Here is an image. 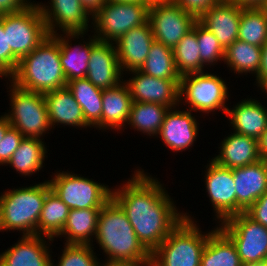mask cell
Segmentation results:
<instances>
[{
	"instance_id": "49",
	"label": "cell",
	"mask_w": 267,
	"mask_h": 266,
	"mask_svg": "<svg viewBox=\"0 0 267 266\" xmlns=\"http://www.w3.org/2000/svg\"><path fill=\"white\" fill-rule=\"evenodd\" d=\"M11 126L6 115L0 116V142L3 139L7 129Z\"/></svg>"
},
{
	"instance_id": "45",
	"label": "cell",
	"mask_w": 267,
	"mask_h": 266,
	"mask_svg": "<svg viewBox=\"0 0 267 266\" xmlns=\"http://www.w3.org/2000/svg\"><path fill=\"white\" fill-rule=\"evenodd\" d=\"M241 8H263L267 0H228Z\"/></svg>"
},
{
	"instance_id": "34",
	"label": "cell",
	"mask_w": 267,
	"mask_h": 266,
	"mask_svg": "<svg viewBox=\"0 0 267 266\" xmlns=\"http://www.w3.org/2000/svg\"><path fill=\"white\" fill-rule=\"evenodd\" d=\"M173 56L180 76L203 72L204 64L201 62L197 40V21L173 48Z\"/></svg>"
},
{
	"instance_id": "11",
	"label": "cell",
	"mask_w": 267,
	"mask_h": 266,
	"mask_svg": "<svg viewBox=\"0 0 267 266\" xmlns=\"http://www.w3.org/2000/svg\"><path fill=\"white\" fill-rule=\"evenodd\" d=\"M182 96H185V102L190 105L191 111L209 113L219 109L227 113L225 101L229 100L228 87L217 75L198 72L181 76L179 101L183 99Z\"/></svg>"
},
{
	"instance_id": "37",
	"label": "cell",
	"mask_w": 267,
	"mask_h": 266,
	"mask_svg": "<svg viewBox=\"0 0 267 266\" xmlns=\"http://www.w3.org/2000/svg\"><path fill=\"white\" fill-rule=\"evenodd\" d=\"M197 40L201 62L213 65L218 60H224L225 50L216 36L197 20ZM214 62V63H213Z\"/></svg>"
},
{
	"instance_id": "19",
	"label": "cell",
	"mask_w": 267,
	"mask_h": 266,
	"mask_svg": "<svg viewBox=\"0 0 267 266\" xmlns=\"http://www.w3.org/2000/svg\"><path fill=\"white\" fill-rule=\"evenodd\" d=\"M154 40L149 21L143 25L132 28L118 39L115 44L117 45V57L122 72L139 70L146 61Z\"/></svg>"
},
{
	"instance_id": "16",
	"label": "cell",
	"mask_w": 267,
	"mask_h": 266,
	"mask_svg": "<svg viewBox=\"0 0 267 266\" xmlns=\"http://www.w3.org/2000/svg\"><path fill=\"white\" fill-rule=\"evenodd\" d=\"M121 74L114 43L98 41L91 49L86 78L94 86L105 90L122 83Z\"/></svg>"
},
{
	"instance_id": "39",
	"label": "cell",
	"mask_w": 267,
	"mask_h": 266,
	"mask_svg": "<svg viewBox=\"0 0 267 266\" xmlns=\"http://www.w3.org/2000/svg\"><path fill=\"white\" fill-rule=\"evenodd\" d=\"M19 60L8 46L7 32H4L3 24L0 22V78H9L16 71Z\"/></svg>"
},
{
	"instance_id": "3",
	"label": "cell",
	"mask_w": 267,
	"mask_h": 266,
	"mask_svg": "<svg viewBox=\"0 0 267 266\" xmlns=\"http://www.w3.org/2000/svg\"><path fill=\"white\" fill-rule=\"evenodd\" d=\"M16 86L45 94L67 86L59 49V35H48L31 53L19 60L9 77Z\"/></svg>"
},
{
	"instance_id": "20",
	"label": "cell",
	"mask_w": 267,
	"mask_h": 266,
	"mask_svg": "<svg viewBox=\"0 0 267 266\" xmlns=\"http://www.w3.org/2000/svg\"><path fill=\"white\" fill-rule=\"evenodd\" d=\"M174 110L169 108L167 111L159 135L166 146L179 152L194 143L198 134V123L191 110Z\"/></svg>"
},
{
	"instance_id": "9",
	"label": "cell",
	"mask_w": 267,
	"mask_h": 266,
	"mask_svg": "<svg viewBox=\"0 0 267 266\" xmlns=\"http://www.w3.org/2000/svg\"><path fill=\"white\" fill-rule=\"evenodd\" d=\"M219 228L235 244L243 266L260 264L267 260V228L255 222L245 212L233 215Z\"/></svg>"
},
{
	"instance_id": "51",
	"label": "cell",
	"mask_w": 267,
	"mask_h": 266,
	"mask_svg": "<svg viewBox=\"0 0 267 266\" xmlns=\"http://www.w3.org/2000/svg\"><path fill=\"white\" fill-rule=\"evenodd\" d=\"M111 2H122V3H137V2H144L143 0H106Z\"/></svg>"
},
{
	"instance_id": "8",
	"label": "cell",
	"mask_w": 267,
	"mask_h": 266,
	"mask_svg": "<svg viewBox=\"0 0 267 266\" xmlns=\"http://www.w3.org/2000/svg\"><path fill=\"white\" fill-rule=\"evenodd\" d=\"M11 112L5 113L11 126L24 137L40 138L51 125L44 94L28 91L11 82Z\"/></svg>"
},
{
	"instance_id": "38",
	"label": "cell",
	"mask_w": 267,
	"mask_h": 266,
	"mask_svg": "<svg viewBox=\"0 0 267 266\" xmlns=\"http://www.w3.org/2000/svg\"><path fill=\"white\" fill-rule=\"evenodd\" d=\"M91 246L92 244H65L57 266H97V257ZM52 266L55 265L52 263Z\"/></svg>"
},
{
	"instance_id": "40",
	"label": "cell",
	"mask_w": 267,
	"mask_h": 266,
	"mask_svg": "<svg viewBox=\"0 0 267 266\" xmlns=\"http://www.w3.org/2000/svg\"><path fill=\"white\" fill-rule=\"evenodd\" d=\"M23 135L13 126H10L0 142V165L7 164L13 153L19 147Z\"/></svg>"
},
{
	"instance_id": "35",
	"label": "cell",
	"mask_w": 267,
	"mask_h": 266,
	"mask_svg": "<svg viewBox=\"0 0 267 266\" xmlns=\"http://www.w3.org/2000/svg\"><path fill=\"white\" fill-rule=\"evenodd\" d=\"M261 61V47L251 45L242 40H235L226 50L224 63L236 73L258 74Z\"/></svg>"
},
{
	"instance_id": "4",
	"label": "cell",
	"mask_w": 267,
	"mask_h": 266,
	"mask_svg": "<svg viewBox=\"0 0 267 266\" xmlns=\"http://www.w3.org/2000/svg\"><path fill=\"white\" fill-rule=\"evenodd\" d=\"M50 190L49 182L45 181L1 194L0 231L19 230L23 232L22 236L38 235V221Z\"/></svg>"
},
{
	"instance_id": "43",
	"label": "cell",
	"mask_w": 267,
	"mask_h": 266,
	"mask_svg": "<svg viewBox=\"0 0 267 266\" xmlns=\"http://www.w3.org/2000/svg\"><path fill=\"white\" fill-rule=\"evenodd\" d=\"M33 5L27 0H0V15L16 13Z\"/></svg>"
},
{
	"instance_id": "23",
	"label": "cell",
	"mask_w": 267,
	"mask_h": 266,
	"mask_svg": "<svg viewBox=\"0 0 267 266\" xmlns=\"http://www.w3.org/2000/svg\"><path fill=\"white\" fill-rule=\"evenodd\" d=\"M255 99H245L237 103L227 115L235 133L259 139L267 127V109Z\"/></svg>"
},
{
	"instance_id": "5",
	"label": "cell",
	"mask_w": 267,
	"mask_h": 266,
	"mask_svg": "<svg viewBox=\"0 0 267 266\" xmlns=\"http://www.w3.org/2000/svg\"><path fill=\"white\" fill-rule=\"evenodd\" d=\"M185 218L151 253V266H200L207 243V234L201 233L191 216Z\"/></svg>"
},
{
	"instance_id": "31",
	"label": "cell",
	"mask_w": 267,
	"mask_h": 266,
	"mask_svg": "<svg viewBox=\"0 0 267 266\" xmlns=\"http://www.w3.org/2000/svg\"><path fill=\"white\" fill-rule=\"evenodd\" d=\"M42 140L23 137L7 165L10 164L16 171L25 176H30V174L42 169L45 153H47Z\"/></svg>"
},
{
	"instance_id": "12",
	"label": "cell",
	"mask_w": 267,
	"mask_h": 266,
	"mask_svg": "<svg viewBox=\"0 0 267 266\" xmlns=\"http://www.w3.org/2000/svg\"><path fill=\"white\" fill-rule=\"evenodd\" d=\"M155 41L174 48L197 18L172 1L151 4L149 19Z\"/></svg>"
},
{
	"instance_id": "22",
	"label": "cell",
	"mask_w": 267,
	"mask_h": 266,
	"mask_svg": "<svg viewBox=\"0 0 267 266\" xmlns=\"http://www.w3.org/2000/svg\"><path fill=\"white\" fill-rule=\"evenodd\" d=\"M220 150V154L211 160L229 169L243 167L261 160L258 140L235 132L223 139Z\"/></svg>"
},
{
	"instance_id": "32",
	"label": "cell",
	"mask_w": 267,
	"mask_h": 266,
	"mask_svg": "<svg viewBox=\"0 0 267 266\" xmlns=\"http://www.w3.org/2000/svg\"><path fill=\"white\" fill-rule=\"evenodd\" d=\"M139 71L155 78L170 80L181 79L175 65L173 49L155 40L150 47L146 61Z\"/></svg>"
},
{
	"instance_id": "7",
	"label": "cell",
	"mask_w": 267,
	"mask_h": 266,
	"mask_svg": "<svg viewBox=\"0 0 267 266\" xmlns=\"http://www.w3.org/2000/svg\"><path fill=\"white\" fill-rule=\"evenodd\" d=\"M0 22L7 32L8 46L19 59L31 53L49 35L38 4L0 15Z\"/></svg>"
},
{
	"instance_id": "1",
	"label": "cell",
	"mask_w": 267,
	"mask_h": 266,
	"mask_svg": "<svg viewBox=\"0 0 267 266\" xmlns=\"http://www.w3.org/2000/svg\"><path fill=\"white\" fill-rule=\"evenodd\" d=\"M134 173L123 187L112 190V198L126 213L138 240L152 253L185 214L176 210L158 180L141 170Z\"/></svg>"
},
{
	"instance_id": "44",
	"label": "cell",
	"mask_w": 267,
	"mask_h": 266,
	"mask_svg": "<svg viewBox=\"0 0 267 266\" xmlns=\"http://www.w3.org/2000/svg\"><path fill=\"white\" fill-rule=\"evenodd\" d=\"M267 77V40L261 47V61L256 80L259 83L263 78Z\"/></svg>"
},
{
	"instance_id": "53",
	"label": "cell",
	"mask_w": 267,
	"mask_h": 266,
	"mask_svg": "<svg viewBox=\"0 0 267 266\" xmlns=\"http://www.w3.org/2000/svg\"><path fill=\"white\" fill-rule=\"evenodd\" d=\"M251 266H267V261L262 262L260 264L251 265Z\"/></svg>"
},
{
	"instance_id": "26",
	"label": "cell",
	"mask_w": 267,
	"mask_h": 266,
	"mask_svg": "<svg viewBox=\"0 0 267 266\" xmlns=\"http://www.w3.org/2000/svg\"><path fill=\"white\" fill-rule=\"evenodd\" d=\"M132 102L129 88L123 81L116 87L103 90L101 129L110 127L118 130L125 126Z\"/></svg>"
},
{
	"instance_id": "42",
	"label": "cell",
	"mask_w": 267,
	"mask_h": 266,
	"mask_svg": "<svg viewBox=\"0 0 267 266\" xmlns=\"http://www.w3.org/2000/svg\"><path fill=\"white\" fill-rule=\"evenodd\" d=\"M245 213L255 222L267 228V192H265Z\"/></svg>"
},
{
	"instance_id": "28",
	"label": "cell",
	"mask_w": 267,
	"mask_h": 266,
	"mask_svg": "<svg viewBox=\"0 0 267 266\" xmlns=\"http://www.w3.org/2000/svg\"><path fill=\"white\" fill-rule=\"evenodd\" d=\"M200 266H243L235 244L219 227L208 236Z\"/></svg>"
},
{
	"instance_id": "29",
	"label": "cell",
	"mask_w": 267,
	"mask_h": 266,
	"mask_svg": "<svg viewBox=\"0 0 267 266\" xmlns=\"http://www.w3.org/2000/svg\"><path fill=\"white\" fill-rule=\"evenodd\" d=\"M100 210L91 208L69 210L65 226L59 234L66 236V244L91 245L92 235H96Z\"/></svg>"
},
{
	"instance_id": "18",
	"label": "cell",
	"mask_w": 267,
	"mask_h": 266,
	"mask_svg": "<svg viewBox=\"0 0 267 266\" xmlns=\"http://www.w3.org/2000/svg\"><path fill=\"white\" fill-rule=\"evenodd\" d=\"M242 9L228 0H221L197 20L216 36L220 45L226 50L238 39Z\"/></svg>"
},
{
	"instance_id": "27",
	"label": "cell",
	"mask_w": 267,
	"mask_h": 266,
	"mask_svg": "<svg viewBox=\"0 0 267 266\" xmlns=\"http://www.w3.org/2000/svg\"><path fill=\"white\" fill-rule=\"evenodd\" d=\"M67 88L81 106L86 124L101 129L102 92L87 78L73 79L67 82Z\"/></svg>"
},
{
	"instance_id": "13",
	"label": "cell",
	"mask_w": 267,
	"mask_h": 266,
	"mask_svg": "<svg viewBox=\"0 0 267 266\" xmlns=\"http://www.w3.org/2000/svg\"><path fill=\"white\" fill-rule=\"evenodd\" d=\"M135 76L125 82L133 102L159 103L174 108L179 101L180 80L155 78L139 70H132Z\"/></svg>"
},
{
	"instance_id": "14",
	"label": "cell",
	"mask_w": 267,
	"mask_h": 266,
	"mask_svg": "<svg viewBox=\"0 0 267 266\" xmlns=\"http://www.w3.org/2000/svg\"><path fill=\"white\" fill-rule=\"evenodd\" d=\"M206 169V190L220 223L236 215V191L232 169L220 166L213 160Z\"/></svg>"
},
{
	"instance_id": "2",
	"label": "cell",
	"mask_w": 267,
	"mask_h": 266,
	"mask_svg": "<svg viewBox=\"0 0 267 266\" xmlns=\"http://www.w3.org/2000/svg\"><path fill=\"white\" fill-rule=\"evenodd\" d=\"M95 238L108 260L151 266V253L138 240L126 213L113 198L100 210Z\"/></svg>"
},
{
	"instance_id": "47",
	"label": "cell",
	"mask_w": 267,
	"mask_h": 266,
	"mask_svg": "<svg viewBox=\"0 0 267 266\" xmlns=\"http://www.w3.org/2000/svg\"><path fill=\"white\" fill-rule=\"evenodd\" d=\"M258 149L261 159L267 160V127L262 136L258 139Z\"/></svg>"
},
{
	"instance_id": "15",
	"label": "cell",
	"mask_w": 267,
	"mask_h": 266,
	"mask_svg": "<svg viewBox=\"0 0 267 266\" xmlns=\"http://www.w3.org/2000/svg\"><path fill=\"white\" fill-rule=\"evenodd\" d=\"M51 6L38 4L50 35H56L55 28L64 33H84L90 18L80 0H51ZM48 7V8H46Z\"/></svg>"
},
{
	"instance_id": "46",
	"label": "cell",
	"mask_w": 267,
	"mask_h": 266,
	"mask_svg": "<svg viewBox=\"0 0 267 266\" xmlns=\"http://www.w3.org/2000/svg\"><path fill=\"white\" fill-rule=\"evenodd\" d=\"M80 2L88 13L93 16L101 9L106 0H80Z\"/></svg>"
},
{
	"instance_id": "52",
	"label": "cell",
	"mask_w": 267,
	"mask_h": 266,
	"mask_svg": "<svg viewBox=\"0 0 267 266\" xmlns=\"http://www.w3.org/2000/svg\"><path fill=\"white\" fill-rule=\"evenodd\" d=\"M145 3H148L149 5L151 4H156V3H165L169 2L171 0H143Z\"/></svg>"
},
{
	"instance_id": "41",
	"label": "cell",
	"mask_w": 267,
	"mask_h": 266,
	"mask_svg": "<svg viewBox=\"0 0 267 266\" xmlns=\"http://www.w3.org/2000/svg\"><path fill=\"white\" fill-rule=\"evenodd\" d=\"M173 3L181 6L185 11L193 14L197 19L207 11L211 6L221 0H171Z\"/></svg>"
},
{
	"instance_id": "50",
	"label": "cell",
	"mask_w": 267,
	"mask_h": 266,
	"mask_svg": "<svg viewBox=\"0 0 267 266\" xmlns=\"http://www.w3.org/2000/svg\"><path fill=\"white\" fill-rule=\"evenodd\" d=\"M258 86H260V89L265 90L267 93V77L263 78L259 83Z\"/></svg>"
},
{
	"instance_id": "33",
	"label": "cell",
	"mask_w": 267,
	"mask_h": 266,
	"mask_svg": "<svg viewBox=\"0 0 267 266\" xmlns=\"http://www.w3.org/2000/svg\"><path fill=\"white\" fill-rule=\"evenodd\" d=\"M169 107L159 103L132 102L127 123L149 136L159 134Z\"/></svg>"
},
{
	"instance_id": "36",
	"label": "cell",
	"mask_w": 267,
	"mask_h": 266,
	"mask_svg": "<svg viewBox=\"0 0 267 266\" xmlns=\"http://www.w3.org/2000/svg\"><path fill=\"white\" fill-rule=\"evenodd\" d=\"M238 39L262 47L267 40V10L264 7L241 10Z\"/></svg>"
},
{
	"instance_id": "24",
	"label": "cell",
	"mask_w": 267,
	"mask_h": 266,
	"mask_svg": "<svg viewBox=\"0 0 267 266\" xmlns=\"http://www.w3.org/2000/svg\"><path fill=\"white\" fill-rule=\"evenodd\" d=\"M44 98L51 128L55 123L82 128L89 127L85 122L81 106L67 86L45 93Z\"/></svg>"
},
{
	"instance_id": "30",
	"label": "cell",
	"mask_w": 267,
	"mask_h": 266,
	"mask_svg": "<svg viewBox=\"0 0 267 266\" xmlns=\"http://www.w3.org/2000/svg\"><path fill=\"white\" fill-rule=\"evenodd\" d=\"M69 207L50 190L45 197L38 221V235L53 241L62 232L69 214Z\"/></svg>"
},
{
	"instance_id": "10",
	"label": "cell",
	"mask_w": 267,
	"mask_h": 266,
	"mask_svg": "<svg viewBox=\"0 0 267 266\" xmlns=\"http://www.w3.org/2000/svg\"><path fill=\"white\" fill-rule=\"evenodd\" d=\"M51 190L69 209H101L111 198L112 189L104 184L68 172L56 173L48 180Z\"/></svg>"
},
{
	"instance_id": "6",
	"label": "cell",
	"mask_w": 267,
	"mask_h": 266,
	"mask_svg": "<svg viewBox=\"0 0 267 266\" xmlns=\"http://www.w3.org/2000/svg\"><path fill=\"white\" fill-rule=\"evenodd\" d=\"M150 5L145 2L122 3L106 1L93 16L95 37L113 43L134 27L148 22Z\"/></svg>"
},
{
	"instance_id": "21",
	"label": "cell",
	"mask_w": 267,
	"mask_h": 266,
	"mask_svg": "<svg viewBox=\"0 0 267 266\" xmlns=\"http://www.w3.org/2000/svg\"><path fill=\"white\" fill-rule=\"evenodd\" d=\"M44 236H23L16 245L0 254V266H52Z\"/></svg>"
},
{
	"instance_id": "48",
	"label": "cell",
	"mask_w": 267,
	"mask_h": 266,
	"mask_svg": "<svg viewBox=\"0 0 267 266\" xmlns=\"http://www.w3.org/2000/svg\"><path fill=\"white\" fill-rule=\"evenodd\" d=\"M107 263L100 265V263L97 264V266H148L147 264H140V263H134L130 261H120V260H108Z\"/></svg>"
},
{
	"instance_id": "25",
	"label": "cell",
	"mask_w": 267,
	"mask_h": 266,
	"mask_svg": "<svg viewBox=\"0 0 267 266\" xmlns=\"http://www.w3.org/2000/svg\"><path fill=\"white\" fill-rule=\"evenodd\" d=\"M64 34H66V36L59 35L60 61L64 76L67 82L73 79L86 78L91 49L99 40L93 36V39L90 38L88 43L83 42L85 45L78 44V46L76 45L75 47L74 45V47L71 48L69 39L79 38L81 35L83 37L85 33ZM79 45L81 46L79 47Z\"/></svg>"
},
{
	"instance_id": "17",
	"label": "cell",
	"mask_w": 267,
	"mask_h": 266,
	"mask_svg": "<svg viewBox=\"0 0 267 266\" xmlns=\"http://www.w3.org/2000/svg\"><path fill=\"white\" fill-rule=\"evenodd\" d=\"M236 191V214L246 212L267 192V169L265 160L239 168H233Z\"/></svg>"
}]
</instances>
